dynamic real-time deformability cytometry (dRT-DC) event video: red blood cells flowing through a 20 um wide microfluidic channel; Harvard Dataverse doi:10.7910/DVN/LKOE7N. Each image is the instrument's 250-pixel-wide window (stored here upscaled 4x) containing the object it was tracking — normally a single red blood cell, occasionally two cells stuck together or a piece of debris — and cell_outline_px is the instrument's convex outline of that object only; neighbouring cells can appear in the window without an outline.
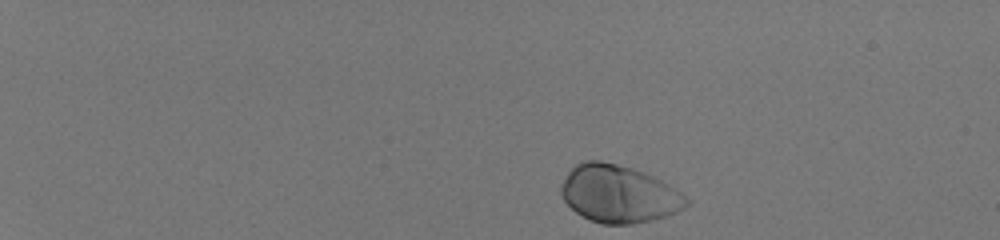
{"species": "human", "species_latin": "Homo sapiens", "temperature_condition": "room temperature", "stored_images_in_passage": 44, "camera_frame_rate_fps": 3000, "um_per_image_px": 0.085, "donor": {"sex": "male"}, "frame": {"image": 1, "passage_image": 1, "time_ms": 0.0, "image_size_px": [1000, 240], "cell_outline_px": [[692, 200], [688, 204], [676, 212], [652, 220], [632, 224], [604, 224], [592, 220], [576, 212], [564, 200], [560, 192], [560, 188], [568, 172], [576, 164], [588, 160], [600, 160], [632, 168], [644, 172], [668, 184]], "centroid_in_image_um": [52.6, 16.48], "position_along_channel_um": 32.4, "area_um2": 41.62}}
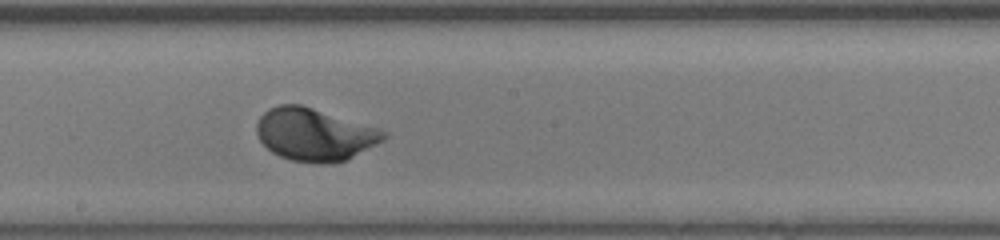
{"frame": {"image": 2, "passage_image": 25, "time_ms": 8.0, "image_size_px": [1000, 240], "cell_outline_px": [[388, 136], [384, 140], [344, 160], [328, 164], [320, 164], [292, 160], [280, 156], [272, 152], [260, 140], [256, 132], [256, 124], [260, 116], [268, 108], [280, 104], [300, 104], [376, 128], [388, 132]], "centroid_in_image_um": [26.69, 11.43], "position_along_channel_um": 221.5, "area_um2": 38.38}}
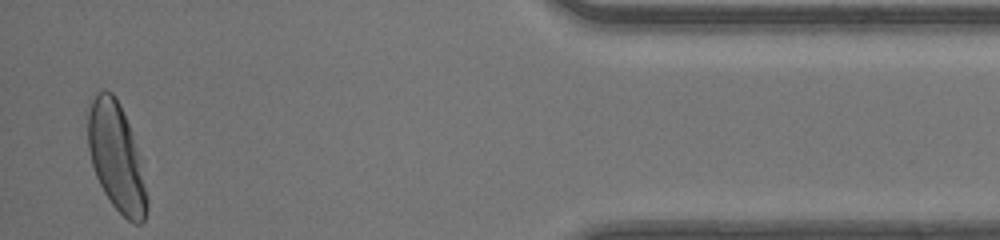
{"frame": {"image": 3, "passage_image": 43, "time_ms": 14.0, "image_size_px": [1000, 240], "cell_outline_px": [[148, 208], [144, 220], [140, 224], [136, 224], [128, 220], [112, 204], [104, 192], [96, 176], [92, 164], [88, 148], [88, 112], [92, 100], [96, 92], [112, 92], [116, 96], [128, 124], [136, 152], [148, 196]], "centroid_in_image_um": [9.87, 13.39], "position_along_channel_um": 425.3, "area_um2": 36.13}, "authors_computed_cell_mechanics": {"area_um2": 38.1191, "velocity_mm_per_s": 4.1316, "shape_relaxation_time_tau1_ms": 1.5569, "shape_relaxation_time_tau2_ms": null, "deformation_change_tau1": 0.1422, "deformation_change_tau2": null}}